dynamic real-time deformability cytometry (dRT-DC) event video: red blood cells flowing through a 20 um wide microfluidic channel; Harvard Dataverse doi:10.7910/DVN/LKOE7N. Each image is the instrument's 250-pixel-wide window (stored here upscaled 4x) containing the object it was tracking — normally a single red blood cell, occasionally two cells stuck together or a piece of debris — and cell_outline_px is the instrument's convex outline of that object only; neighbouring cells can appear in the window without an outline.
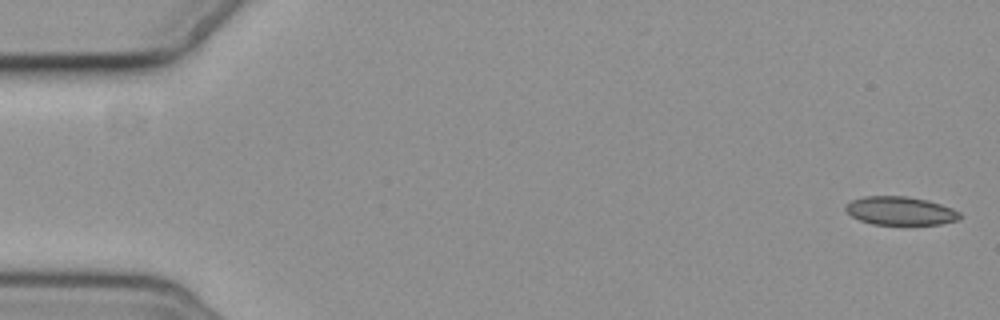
{"species": "common noctule bat (a hibernating species)", "species_latin": "Nyctalus noctula", "temperature_condition": "cold", "stored_images_in_passage": 7, "camera_frame_rate_fps": 3000, "um_per_image_px": 0.085, "animal": {"sex": "female", "body_mass_g": 19.3, "forearm_length_mm": 54.1}, "frame": {"image": 1, "passage_image": 1, "time_ms": 0.0, "image_size_px": [1000, 320], "cell_outline_px": [[964, 216], [960, 220], [940, 224], [872, 224], [860, 220], [852, 216], [844, 208], [852, 200], [864, 196], [908, 196], [928, 200], [952, 208], [960, 212]], "centroid_in_image_um": [76.58, 17.92], "position_along_channel_um": 8.4, "area_um2": 18.96}}
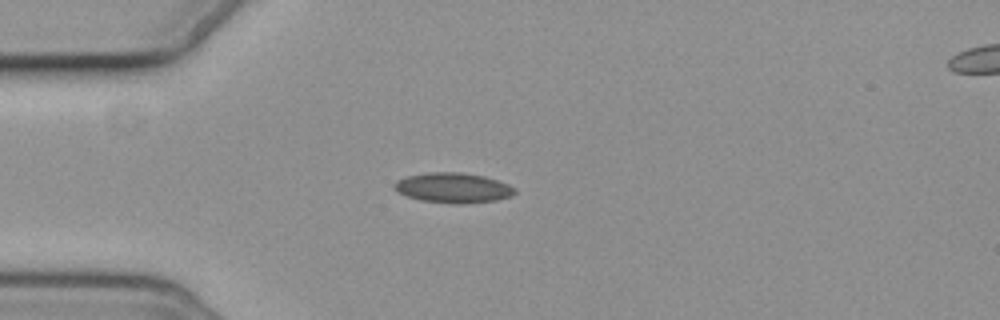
{"frame": {"image": 2, "passage_image": 5, "time_ms": 4.667, "image_size_px": [1000, 320], "cell_outline_px": [[516, 192], [512, 196], [496, 200], [460, 204], [452, 204], [420, 200], [396, 192], [392, 184], [396, 180], [408, 176], [428, 172], [460, 172], [484, 176], [508, 184], [516, 188]], "centroid_in_image_um": [38.5, 15.97], "position_along_channel_um": 46.5, "area_um2": 21.21}}
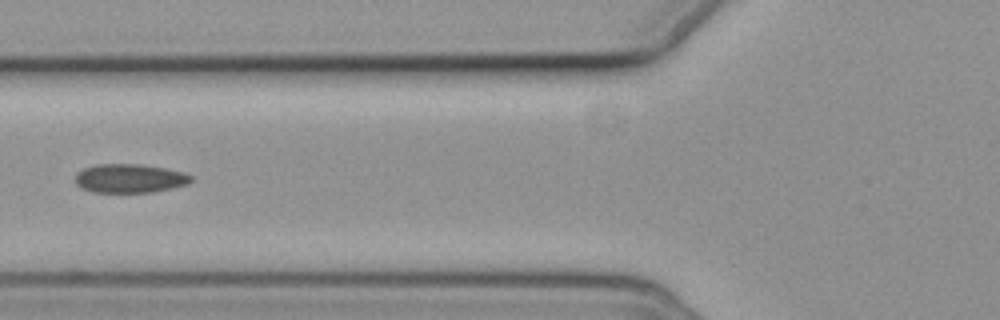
{"frame": {"image": 3, "passage_image": 7, "time_ms": 7.0, "image_size_px": [1000, 320], "cell_outline_px": [[192, 180], [188, 184], [172, 188], [152, 192], [92, 192], [80, 188], [76, 184], [76, 172], [84, 168], [96, 164], [140, 164], [164, 168], [184, 172], [192, 176]], "centroid_in_image_um": [11.01, 15.16], "position_along_channel_um": 114.8, "area_um2": 19.54}}